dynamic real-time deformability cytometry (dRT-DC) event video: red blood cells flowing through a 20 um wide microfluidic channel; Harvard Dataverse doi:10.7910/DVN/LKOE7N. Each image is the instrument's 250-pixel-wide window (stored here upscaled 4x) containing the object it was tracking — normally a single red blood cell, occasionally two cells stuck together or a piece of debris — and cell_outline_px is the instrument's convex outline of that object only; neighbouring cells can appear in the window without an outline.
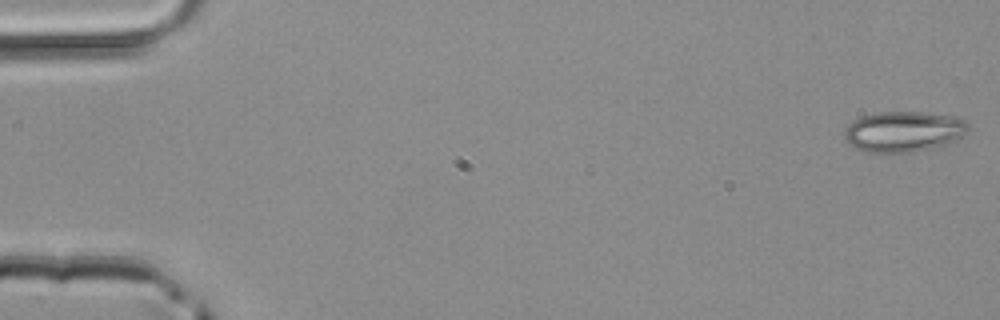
{"species": "common noctule bat (a hibernating species)", "species_latin": "Nyctalus noctula", "temperature_condition": "room temperature", "stored_images_in_passage": 16, "camera_frame_rate_fps": 3000, "um_per_image_px": 0.085, "animal": {"sex": "male", "body_mass_g": 20.4}, "frame": {"image": 1, "passage_image": 1, "time_ms": 0.0, "image_size_px": [1000, 320], "cell_outline_px": [[968, 132], [948, 144], [932, 148], [912, 152], [864, 152], [856, 148], [844, 140], [844, 128], [848, 124], [864, 116], [880, 112], [920, 112], [956, 116], [964, 120], [968, 124]], "centroid_in_image_um": [76.81, 11.19], "position_along_channel_um": 8.2, "area_um2": 29.3}}
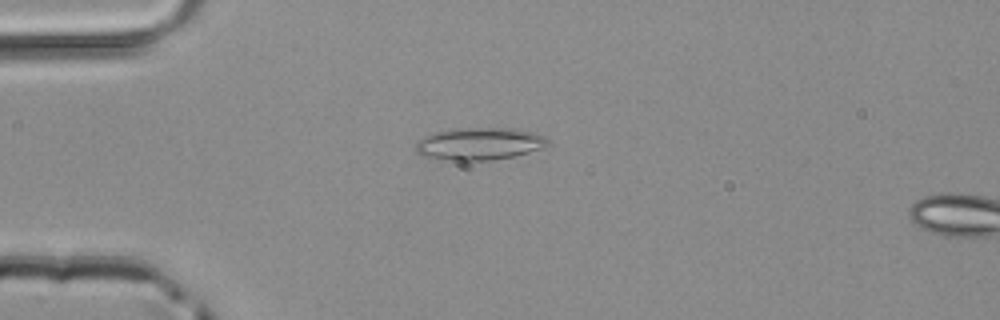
{"frame": {"image": 2, "passage_image": 13, "time_ms": 4.0, "image_size_px": [1000, 320], "cell_outline_px": [[548, 144], [544, 148], [512, 156], [492, 160], [456, 160], [420, 156], [416, 152], [416, 140], [432, 132], [456, 128], [516, 128], [536, 132], [548, 136]], "centroid_in_image_um": [40.76, 12.2], "position_along_channel_um": 44.2, "area_um2": 25.2}}